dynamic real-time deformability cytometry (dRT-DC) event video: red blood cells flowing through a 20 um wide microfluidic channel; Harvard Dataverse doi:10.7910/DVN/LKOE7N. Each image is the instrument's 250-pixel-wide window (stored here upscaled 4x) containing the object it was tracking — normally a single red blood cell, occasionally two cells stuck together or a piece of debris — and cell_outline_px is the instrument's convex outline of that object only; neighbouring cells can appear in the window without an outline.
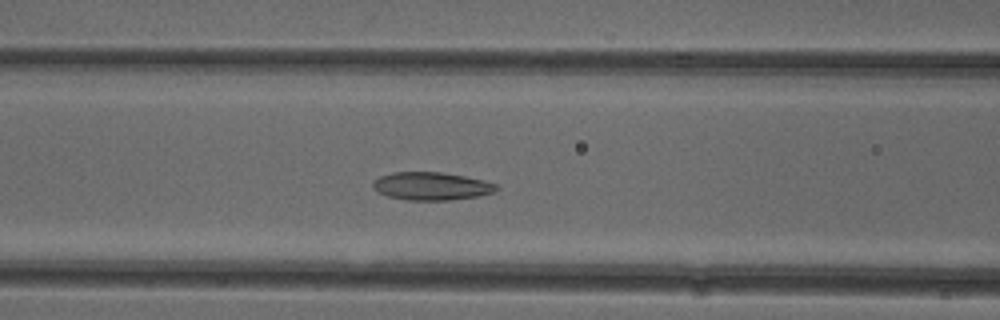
{"species": "common noctule bat (a hibernating species)", "species_latin": "Nyctalus noctula", "temperature_condition": "cold", "stored_images_in_passage": 50, "camera_frame_rate_fps": 3000, "um_per_image_px": 0.085, "animal": {"sex": "female"}, "frame": {"image": 1, "passage_image": 19, "time_ms": 6.0, "image_size_px": [1000, 320], "cell_outline_px": [[500, 188], [496, 192], [480, 196], [452, 200], [408, 200], [388, 196], [376, 192], [372, 188], [372, 184], [380, 176], [392, 172], [444, 172], [484, 180], [496, 184]], "centroid_in_image_um": [36.7, 15.82], "position_along_channel_um": 129.9, "area_um2": 20.35}}
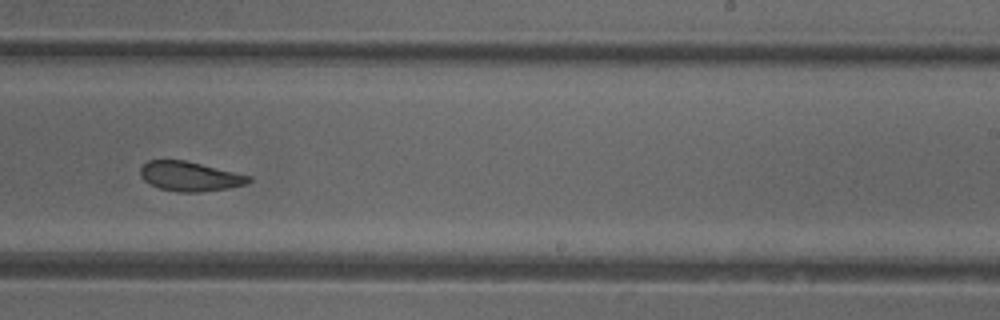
{"frame": {"image": 2, "passage_image": 30, "time_ms": 9.667, "image_size_px": [1000, 320], "cell_outline_px": [[252, 180], [248, 184], [228, 188], [200, 192], [176, 192], [160, 188], [144, 180], [140, 176], [140, 168], [148, 160], [184, 160], [252, 176]], "centroid_in_image_um": [16.16, 14.99], "position_along_channel_um": 272.8, "area_um2": 18.61}}
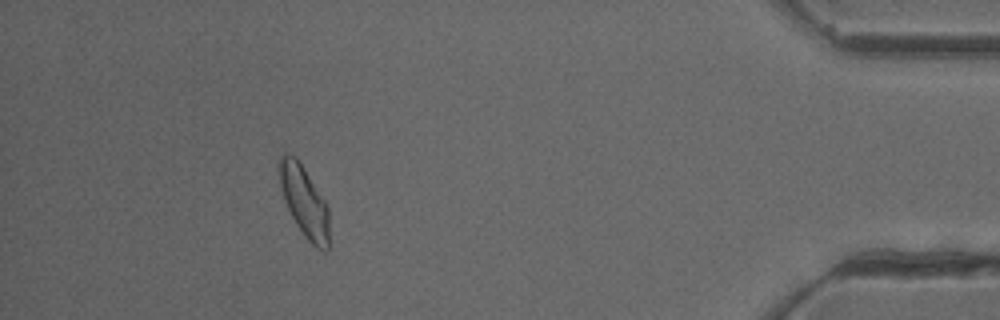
{"frame": {"image": 3, "passage_image": 45, "time_ms": 14.667, "image_size_px": [1000, 320], "cell_outline_px": [[328, 248], [324, 252], [316, 248], [304, 236], [296, 224], [284, 200], [280, 188], [276, 172], [276, 164], [280, 156], [284, 152], [288, 152], [296, 156], [324, 200], [328, 208]], "centroid_in_image_um": [25.79, 17.05], "position_along_channel_um": 409.4, "area_um2": 20.87}, "authors_computed_cell_mechanics": {"area_um2": 20.5768, "velocity_mm_per_s": 3.9078, "shape_relaxation_time_tau1_ms": 4.9168, "shape_relaxation_time_tau2_ms": 2.5926, "deformation_change_tau1": 0.1381, "deformation_change_tau2": 0.0931}}